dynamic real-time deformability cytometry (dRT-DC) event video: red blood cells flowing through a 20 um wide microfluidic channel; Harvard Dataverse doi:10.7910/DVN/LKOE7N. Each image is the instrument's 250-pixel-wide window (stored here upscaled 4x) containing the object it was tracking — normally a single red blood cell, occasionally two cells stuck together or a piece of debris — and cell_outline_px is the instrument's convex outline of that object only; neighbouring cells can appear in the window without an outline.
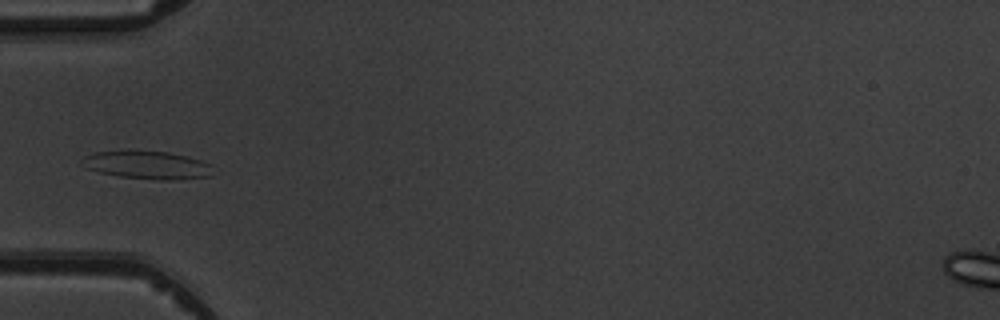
{"species": "common noctule bat (a hibernating species)", "species_latin": "Nyctalus noctula", "temperature_condition": "warm", "stored_images_in_passage": 5, "camera_frame_rate_fps": 3000, "um_per_image_px": 0.085, "animal": {"sex": "male", "body_mass_g": 19.5, "forearm_length_mm": 54.6}, "frame": {"image": 1, "passage_image": 5, "time_ms": 5.0, "image_size_px": [1000, 320], "cell_outline_px": [[212, 176], [168, 180], [160, 180], [120, 176], [100, 172], [88, 168], [84, 156], [96, 152], [136, 148], [168, 152], [188, 156], [200, 160], [208, 164]], "centroid_in_image_um": [12.53, 13.98], "position_along_channel_um": 72.5, "area_um2": 21.39}}